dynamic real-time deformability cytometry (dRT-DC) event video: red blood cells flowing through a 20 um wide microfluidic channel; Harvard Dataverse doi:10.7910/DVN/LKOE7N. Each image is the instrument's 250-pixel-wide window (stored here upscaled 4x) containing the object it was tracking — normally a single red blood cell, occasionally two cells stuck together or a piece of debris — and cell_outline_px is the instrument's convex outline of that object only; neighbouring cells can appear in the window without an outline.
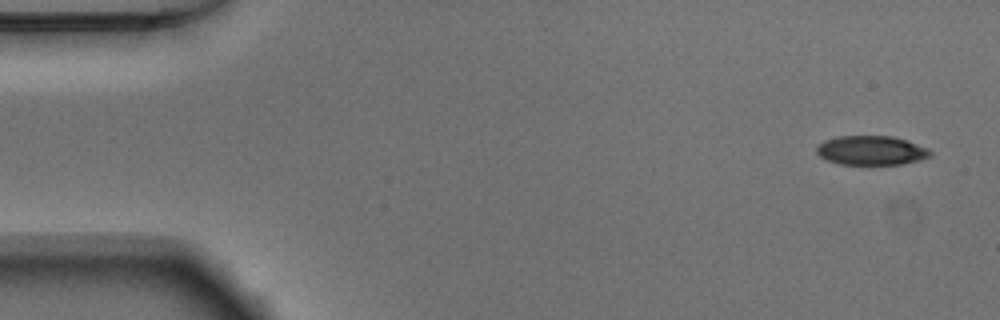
{"species": "Egyptian fruit bat (a non-hibernating species)", "species_latin": "Rousettus aegyptiacus", "temperature_condition": "warm", "stored_images_in_passage": 51, "segment_of_instrument_passage": [1, 2], "camera_frame_rate_fps": 3000, "um_per_image_px": 0.085, "animal": {"sex": "male"}, "frame": {"image": 1, "passage_image": 1, "time_ms": 0.0, "image_size_px": [1000, 320], "cell_outline_px": [[932, 152], [928, 156], [920, 160], [900, 164], [840, 164], [828, 160], [820, 156], [816, 152], [816, 144], [824, 140], [836, 136], [892, 136], [928, 148]], "centroid_in_image_um": [74.0, 12.78], "position_along_channel_um": 11.0, "area_um2": 19.25}}
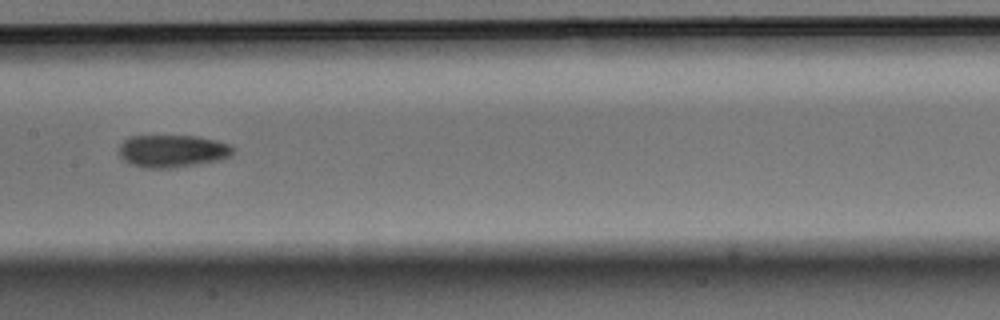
{"frame": {"image": 2, "passage_image": 24, "time_ms": 7.667, "image_size_px": [1000, 320], "cell_outline_px": [[232, 156], [224, 160], [176, 168], [144, 168], [132, 164], [124, 160], [120, 156], [120, 144], [128, 136], [196, 136], [216, 140], [228, 144], [232, 148]], "centroid_in_image_um": [14.68, 12.85], "position_along_channel_um": 192.7, "area_um2": 21.79}}
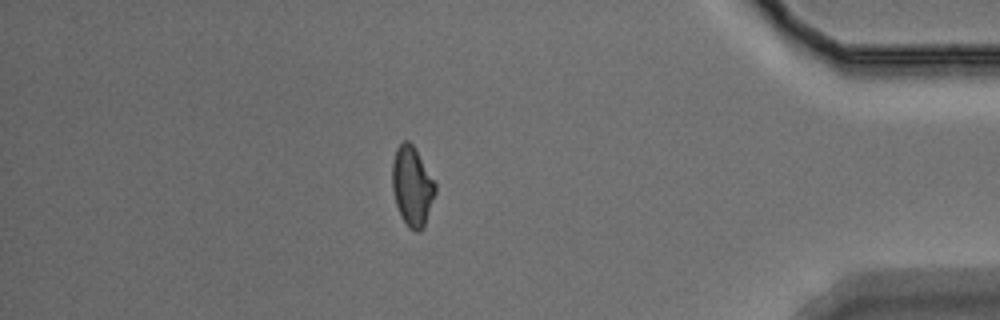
{"frame": {"image": 3, "passage_image": 43, "time_ms": 14.0, "image_size_px": [1000, 320], "cell_outline_px": [[436, 192], [424, 228], [420, 232], [416, 232], [408, 228], [400, 216], [396, 204], [392, 188], [392, 164], [396, 148], [404, 140], [408, 140], [412, 144], [436, 184]], "centroid_in_image_um": [35.03, 15.88], "position_along_channel_um": 400.2, "area_um2": 20.0}}